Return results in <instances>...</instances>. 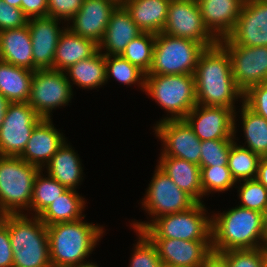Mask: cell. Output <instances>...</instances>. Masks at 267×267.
<instances>
[{
  "label": "cell",
  "mask_w": 267,
  "mask_h": 267,
  "mask_svg": "<svg viewBox=\"0 0 267 267\" xmlns=\"http://www.w3.org/2000/svg\"><path fill=\"white\" fill-rule=\"evenodd\" d=\"M197 104L222 106L236 111L243 92L236 85L227 50L218 42L200 54L194 73Z\"/></svg>",
  "instance_id": "6da1fadb"
},
{
  "label": "cell",
  "mask_w": 267,
  "mask_h": 267,
  "mask_svg": "<svg viewBox=\"0 0 267 267\" xmlns=\"http://www.w3.org/2000/svg\"><path fill=\"white\" fill-rule=\"evenodd\" d=\"M265 247L263 213L239 206L211 214V249L215 252Z\"/></svg>",
  "instance_id": "7a4b0ae2"
},
{
  "label": "cell",
  "mask_w": 267,
  "mask_h": 267,
  "mask_svg": "<svg viewBox=\"0 0 267 267\" xmlns=\"http://www.w3.org/2000/svg\"><path fill=\"white\" fill-rule=\"evenodd\" d=\"M103 229V225L86 222L84 218L47 226L51 266L71 267L90 262L89 256L105 235Z\"/></svg>",
  "instance_id": "3957f363"
},
{
  "label": "cell",
  "mask_w": 267,
  "mask_h": 267,
  "mask_svg": "<svg viewBox=\"0 0 267 267\" xmlns=\"http://www.w3.org/2000/svg\"><path fill=\"white\" fill-rule=\"evenodd\" d=\"M8 227L13 251V267H52L47 226L38 216L2 215Z\"/></svg>",
  "instance_id": "277c9868"
},
{
  "label": "cell",
  "mask_w": 267,
  "mask_h": 267,
  "mask_svg": "<svg viewBox=\"0 0 267 267\" xmlns=\"http://www.w3.org/2000/svg\"><path fill=\"white\" fill-rule=\"evenodd\" d=\"M40 170L20 157L0 156L1 216L6 214L30 215L34 181Z\"/></svg>",
  "instance_id": "5b68a950"
},
{
  "label": "cell",
  "mask_w": 267,
  "mask_h": 267,
  "mask_svg": "<svg viewBox=\"0 0 267 267\" xmlns=\"http://www.w3.org/2000/svg\"><path fill=\"white\" fill-rule=\"evenodd\" d=\"M144 91L167 112L157 122L184 119L197 105L194 75H146Z\"/></svg>",
  "instance_id": "8992f818"
},
{
  "label": "cell",
  "mask_w": 267,
  "mask_h": 267,
  "mask_svg": "<svg viewBox=\"0 0 267 267\" xmlns=\"http://www.w3.org/2000/svg\"><path fill=\"white\" fill-rule=\"evenodd\" d=\"M155 168L145 196L140 201L142 210H145L151 220L132 221L130 227L134 231L142 232L154 219L162 215L186 211L197 203L157 165Z\"/></svg>",
  "instance_id": "52a82bcc"
},
{
  "label": "cell",
  "mask_w": 267,
  "mask_h": 267,
  "mask_svg": "<svg viewBox=\"0 0 267 267\" xmlns=\"http://www.w3.org/2000/svg\"><path fill=\"white\" fill-rule=\"evenodd\" d=\"M204 49L193 40L158 33L152 65L146 75H194L198 58Z\"/></svg>",
  "instance_id": "ba28073f"
},
{
  "label": "cell",
  "mask_w": 267,
  "mask_h": 267,
  "mask_svg": "<svg viewBox=\"0 0 267 267\" xmlns=\"http://www.w3.org/2000/svg\"><path fill=\"white\" fill-rule=\"evenodd\" d=\"M205 203L154 219L142 232L148 238L211 240V215ZM208 214V215H207Z\"/></svg>",
  "instance_id": "9c48e42d"
},
{
  "label": "cell",
  "mask_w": 267,
  "mask_h": 267,
  "mask_svg": "<svg viewBox=\"0 0 267 267\" xmlns=\"http://www.w3.org/2000/svg\"><path fill=\"white\" fill-rule=\"evenodd\" d=\"M65 71L37 69L33 72L28 104L44 119H53V110L71 103L74 96Z\"/></svg>",
  "instance_id": "30bf717a"
},
{
  "label": "cell",
  "mask_w": 267,
  "mask_h": 267,
  "mask_svg": "<svg viewBox=\"0 0 267 267\" xmlns=\"http://www.w3.org/2000/svg\"><path fill=\"white\" fill-rule=\"evenodd\" d=\"M162 32L193 40L204 48L219 42L205 26L197 0H171Z\"/></svg>",
  "instance_id": "8fae6325"
},
{
  "label": "cell",
  "mask_w": 267,
  "mask_h": 267,
  "mask_svg": "<svg viewBox=\"0 0 267 267\" xmlns=\"http://www.w3.org/2000/svg\"><path fill=\"white\" fill-rule=\"evenodd\" d=\"M42 119L28 102L9 103L0 128V156L19 157Z\"/></svg>",
  "instance_id": "7c38bea8"
},
{
  "label": "cell",
  "mask_w": 267,
  "mask_h": 267,
  "mask_svg": "<svg viewBox=\"0 0 267 267\" xmlns=\"http://www.w3.org/2000/svg\"><path fill=\"white\" fill-rule=\"evenodd\" d=\"M219 43L228 52L234 81L243 93L252 86L267 83V46L232 45L225 38Z\"/></svg>",
  "instance_id": "4fadbf2b"
},
{
  "label": "cell",
  "mask_w": 267,
  "mask_h": 267,
  "mask_svg": "<svg viewBox=\"0 0 267 267\" xmlns=\"http://www.w3.org/2000/svg\"><path fill=\"white\" fill-rule=\"evenodd\" d=\"M153 132L162 143L159 155L172 156L200 166L201 140L185 119L156 122Z\"/></svg>",
  "instance_id": "5bb4252c"
},
{
  "label": "cell",
  "mask_w": 267,
  "mask_h": 267,
  "mask_svg": "<svg viewBox=\"0 0 267 267\" xmlns=\"http://www.w3.org/2000/svg\"><path fill=\"white\" fill-rule=\"evenodd\" d=\"M225 39L232 45L267 46V0H245L233 30Z\"/></svg>",
  "instance_id": "9a60e30c"
},
{
  "label": "cell",
  "mask_w": 267,
  "mask_h": 267,
  "mask_svg": "<svg viewBox=\"0 0 267 267\" xmlns=\"http://www.w3.org/2000/svg\"><path fill=\"white\" fill-rule=\"evenodd\" d=\"M63 23L67 25L64 21L50 16L33 17L28 20L33 49V71L54 69L56 47L60 36L67 28Z\"/></svg>",
  "instance_id": "2e32d148"
},
{
  "label": "cell",
  "mask_w": 267,
  "mask_h": 267,
  "mask_svg": "<svg viewBox=\"0 0 267 267\" xmlns=\"http://www.w3.org/2000/svg\"><path fill=\"white\" fill-rule=\"evenodd\" d=\"M233 109L197 104L184 118L201 141L234 139Z\"/></svg>",
  "instance_id": "e0dca14e"
},
{
  "label": "cell",
  "mask_w": 267,
  "mask_h": 267,
  "mask_svg": "<svg viewBox=\"0 0 267 267\" xmlns=\"http://www.w3.org/2000/svg\"><path fill=\"white\" fill-rule=\"evenodd\" d=\"M118 5L114 0H84L79 11L66 26L74 34L99 44Z\"/></svg>",
  "instance_id": "ac0fdd59"
},
{
  "label": "cell",
  "mask_w": 267,
  "mask_h": 267,
  "mask_svg": "<svg viewBox=\"0 0 267 267\" xmlns=\"http://www.w3.org/2000/svg\"><path fill=\"white\" fill-rule=\"evenodd\" d=\"M149 239L156 246L164 266L200 267L206 256L212 251L211 240Z\"/></svg>",
  "instance_id": "d6986e66"
},
{
  "label": "cell",
  "mask_w": 267,
  "mask_h": 267,
  "mask_svg": "<svg viewBox=\"0 0 267 267\" xmlns=\"http://www.w3.org/2000/svg\"><path fill=\"white\" fill-rule=\"evenodd\" d=\"M52 119H42L33 129L25 149L19 156L25 162L43 170L51 157L67 140Z\"/></svg>",
  "instance_id": "ffe728a7"
},
{
  "label": "cell",
  "mask_w": 267,
  "mask_h": 267,
  "mask_svg": "<svg viewBox=\"0 0 267 267\" xmlns=\"http://www.w3.org/2000/svg\"><path fill=\"white\" fill-rule=\"evenodd\" d=\"M142 33L126 8L119 4L111 15L98 50L104 55H121L129 42Z\"/></svg>",
  "instance_id": "44dd1931"
},
{
  "label": "cell",
  "mask_w": 267,
  "mask_h": 267,
  "mask_svg": "<svg viewBox=\"0 0 267 267\" xmlns=\"http://www.w3.org/2000/svg\"><path fill=\"white\" fill-rule=\"evenodd\" d=\"M245 0H197L203 22L218 39L233 30Z\"/></svg>",
  "instance_id": "7402d4cb"
},
{
  "label": "cell",
  "mask_w": 267,
  "mask_h": 267,
  "mask_svg": "<svg viewBox=\"0 0 267 267\" xmlns=\"http://www.w3.org/2000/svg\"><path fill=\"white\" fill-rule=\"evenodd\" d=\"M66 140L59 150L51 157L48 164L43 170L48 175L57 180L61 185L65 186L67 189H79L78 186L81 185L84 180L82 161L76 152L72 148L70 143Z\"/></svg>",
  "instance_id": "603a6c76"
},
{
  "label": "cell",
  "mask_w": 267,
  "mask_h": 267,
  "mask_svg": "<svg viewBox=\"0 0 267 267\" xmlns=\"http://www.w3.org/2000/svg\"><path fill=\"white\" fill-rule=\"evenodd\" d=\"M156 164L197 203H203L201 168L199 165L172 156L160 155Z\"/></svg>",
  "instance_id": "cb8c5ba5"
},
{
  "label": "cell",
  "mask_w": 267,
  "mask_h": 267,
  "mask_svg": "<svg viewBox=\"0 0 267 267\" xmlns=\"http://www.w3.org/2000/svg\"><path fill=\"white\" fill-rule=\"evenodd\" d=\"M0 60L33 71V49L27 25L0 32Z\"/></svg>",
  "instance_id": "d4e9b609"
},
{
  "label": "cell",
  "mask_w": 267,
  "mask_h": 267,
  "mask_svg": "<svg viewBox=\"0 0 267 267\" xmlns=\"http://www.w3.org/2000/svg\"><path fill=\"white\" fill-rule=\"evenodd\" d=\"M171 0H124L122 5L143 32L161 33Z\"/></svg>",
  "instance_id": "484cf974"
},
{
  "label": "cell",
  "mask_w": 267,
  "mask_h": 267,
  "mask_svg": "<svg viewBox=\"0 0 267 267\" xmlns=\"http://www.w3.org/2000/svg\"><path fill=\"white\" fill-rule=\"evenodd\" d=\"M97 51L98 44L93 40L83 38L66 28L56 47L54 70L65 71L71 65L90 58Z\"/></svg>",
  "instance_id": "4316f807"
},
{
  "label": "cell",
  "mask_w": 267,
  "mask_h": 267,
  "mask_svg": "<svg viewBox=\"0 0 267 267\" xmlns=\"http://www.w3.org/2000/svg\"><path fill=\"white\" fill-rule=\"evenodd\" d=\"M85 198L77 190L67 189L58 196L47 208L38 216L41 221L49 226L51 224L73 222L85 218L83 214L87 206Z\"/></svg>",
  "instance_id": "83f0119b"
},
{
  "label": "cell",
  "mask_w": 267,
  "mask_h": 267,
  "mask_svg": "<svg viewBox=\"0 0 267 267\" xmlns=\"http://www.w3.org/2000/svg\"><path fill=\"white\" fill-rule=\"evenodd\" d=\"M33 72L0 60V93L10 102H28Z\"/></svg>",
  "instance_id": "f1b7e54d"
},
{
  "label": "cell",
  "mask_w": 267,
  "mask_h": 267,
  "mask_svg": "<svg viewBox=\"0 0 267 267\" xmlns=\"http://www.w3.org/2000/svg\"><path fill=\"white\" fill-rule=\"evenodd\" d=\"M68 81L78 88L96 89L106 85L105 55L99 50L90 58L81 60L65 70Z\"/></svg>",
  "instance_id": "f546056e"
},
{
  "label": "cell",
  "mask_w": 267,
  "mask_h": 267,
  "mask_svg": "<svg viewBox=\"0 0 267 267\" xmlns=\"http://www.w3.org/2000/svg\"><path fill=\"white\" fill-rule=\"evenodd\" d=\"M234 113V124L240 118L243 130L244 143L241 146L248 148L260 157H267V120L249 109L244 103ZM240 112L241 115H238Z\"/></svg>",
  "instance_id": "4dcf8cb0"
},
{
  "label": "cell",
  "mask_w": 267,
  "mask_h": 267,
  "mask_svg": "<svg viewBox=\"0 0 267 267\" xmlns=\"http://www.w3.org/2000/svg\"><path fill=\"white\" fill-rule=\"evenodd\" d=\"M237 123L234 124V141L228 157V168L236 182L256 179L260 156L237 143Z\"/></svg>",
  "instance_id": "1f68e13d"
},
{
  "label": "cell",
  "mask_w": 267,
  "mask_h": 267,
  "mask_svg": "<svg viewBox=\"0 0 267 267\" xmlns=\"http://www.w3.org/2000/svg\"><path fill=\"white\" fill-rule=\"evenodd\" d=\"M105 64L106 83L111 77L127 86H135L136 84L144 92L146 73L138 66L131 64L121 55H105Z\"/></svg>",
  "instance_id": "d6a6232c"
},
{
  "label": "cell",
  "mask_w": 267,
  "mask_h": 267,
  "mask_svg": "<svg viewBox=\"0 0 267 267\" xmlns=\"http://www.w3.org/2000/svg\"><path fill=\"white\" fill-rule=\"evenodd\" d=\"M43 171L40 170L38 172L34 181L33 195L30 203L31 216H39L49 204L67 190L65 186L61 185L47 173L44 175Z\"/></svg>",
  "instance_id": "836d02e7"
},
{
  "label": "cell",
  "mask_w": 267,
  "mask_h": 267,
  "mask_svg": "<svg viewBox=\"0 0 267 267\" xmlns=\"http://www.w3.org/2000/svg\"><path fill=\"white\" fill-rule=\"evenodd\" d=\"M155 38L156 34L143 32L129 42L121 56L147 74L153 61Z\"/></svg>",
  "instance_id": "e575fe53"
},
{
  "label": "cell",
  "mask_w": 267,
  "mask_h": 267,
  "mask_svg": "<svg viewBox=\"0 0 267 267\" xmlns=\"http://www.w3.org/2000/svg\"><path fill=\"white\" fill-rule=\"evenodd\" d=\"M203 196L232 190L238 183L228 166H200Z\"/></svg>",
  "instance_id": "d590c367"
},
{
  "label": "cell",
  "mask_w": 267,
  "mask_h": 267,
  "mask_svg": "<svg viewBox=\"0 0 267 267\" xmlns=\"http://www.w3.org/2000/svg\"><path fill=\"white\" fill-rule=\"evenodd\" d=\"M239 206L264 213L267 207V188L257 179L237 182Z\"/></svg>",
  "instance_id": "8d00e7d4"
},
{
  "label": "cell",
  "mask_w": 267,
  "mask_h": 267,
  "mask_svg": "<svg viewBox=\"0 0 267 267\" xmlns=\"http://www.w3.org/2000/svg\"><path fill=\"white\" fill-rule=\"evenodd\" d=\"M134 232L137 240L133 244V253L128 267H163L156 246L143 232Z\"/></svg>",
  "instance_id": "74e56055"
},
{
  "label": "cell",
  "mask_w": 267,
  "mask_h": 267,
  "mask_svg": "<svg viewBox=\"0 0 267 267\" xmlns=\"http://www.w3.org/2000/svg\"><path fill=\"white\" fill-rule=\"evenodd\" d=\"M233 141L234 139L201 141L200 166H228Z\"/></svg>",
  "instance_id": "f35d334b"
},
{
  "label": "cell",
  "mask_w": 267,
  "mask_h": 267,
  "mask_svg": "<svg viewBox=\"0 0 267 267\" xmlns=\"http://www.w3.org/2000/svg\"><path fill=\"white\" fill-rule=\"evenodd\" d=\"M266 247L222 252L229 267H263Z\"/></svg>",
  "instance_id": "ab89813d"
},
{
  "label": "cell",
  "mask_w": 267,
  "mask_h": 267,
  "mask_svg": "<svg viewBox=\"0 0 267 267\" xmlns=\"http://www.w3.org/2000/svg\"><path fill=\"white\" fill-rule=\"evenodd\" d=\"M243 103L267 120V83L250 87L243 94Z\"/></svg>",
  "instance_id": "60d3db41"
},
{
  "label": "cell",
  "mask_w": 267,
  "mask_h": 267,
  "mask_svg": "<svg viewBox=\"0 0 267 267\" xmlns=\"http://www.w3.org/2000/svg\"><path fill=\"white\" fill-rule=\"evenodd\" d=\"M29 18L21 8L9 5L0 0V32L7 29L26 26Z\"/></svg>",
  "instance_id": "b9f144b4"
},
{
  "label": "cell",
  "mask_w": 267,
  "mask_h": 267,
  "mask_svg": "<svg viewBox=\"0 0 267 267\" xmlns=\"http://www.w3.org/2000/svg\"><path fill=\"white\" fill-rule=\"evenodd\" d=\"M47 16L68 23L79 11L84 0H47Z\"/></svg>",
  "instance_id": "7bdbcfd3"
},
{
  "label": "cell",
  "mask_w": 267,
  "mask_h": 267,
  "mask_svg": "<svg viewBox=\"0 0 267 267\" xmlns=\"http://www.w3.org/2000/svg\"><path fill=\"white\" fill-rule=\"evenodd\" d=\"M0 267H13V251L8 227L0 220Z\"/></svg>",
  "instance_id": "ee69618b"
},
{
  "label": "cell",
  "mask_w": 267,
  "mask_h": 267,
  "mask_svg": "<svg viewBox=\"0 0 267 267\" xmlns=\"http://www.w3.org/2000/svg\"><path fill=\"white\" fill-rule=\"evenodd\" d=\"M21 9L29 19L33 17H45L48 11V1L21 0Z\"/></svg>",
  "instance_id": "f6af8a7d"
},
{
  "label": "cell",
  "mask_w": 267,
  "mask_h": 267,
  "mask_svg": "<svg viewBox=\"0 0 267 267\" xmlns=\"http://www.w3.org/2000/svg\"><path fill=\"white\" fill-rule=\"evenodd\" d=\"M200 267H229L227 258L220 252L211 251Z\"/></svg>",
  "instance_id": "bcb514c9"
},
{
  "label": "cell",
  "mask_w": 267,
  "mask_h": 267,
  "mask_svg": "<svg viewBox=\"0 0 267 267\" xmlns=\"http://www.w3.org/2000/svg\"><path fill=\"white\" fill-rule=\"evenodd\" d=\"M256 179L267 188V157L260 158Z\"/></svg>",
  "instance_id": "7dc6e473"
},
{
  "label": "cell",
  "mask_w": 267,
  "mask_h": 267,
  "mask_svg": "<svg viewBox=\"0 0 267 267\" xmlns=\"http://www.w3.org/2000/svg\"><path fill=\"white\" fill-rule=\"evenodd\" d=\"M10 102L0 93V128L6 113L7 106Z\"/></svg>",
  "instance_id": "c3c4849f"
},
{
  "label": "cell",
  "mask_w": 267,
  "mask_h": 267,
  "mask_svg": "<svg viewBox=\"0 0 267 267\" xmlns=\"http://www.w3.org/2000/svg\"><path fill=\"white\" fill-rule=\"evenodd\" d=\"M263 232H264L265 247L267 248V207L263 213Z\"/></svg>",
  "instance_id": "681fc988"
},
{
  "label": "cell",
  "mask_w": 267,
  "mask_h": 267,
  "mask_svg": "<svg viewBox=\"0 0 267 267\" xmlns=\"http://www.w3.org/2000/svg\"><path fill=\"white\" fill-rule=\"evenodd\" d=\"M9 5L15 6L17 8H21V0H3Z\"/></svg>",
  "instance_id": "f907efd6"
},
{
  "label": "cell",
  "mask_w": 267,
  "mask_h": 267,
  "mask_svg": "<svg viewBox=\"0 0 267 267\" xmlns=\"http://www.w3.org/2000/svg\"><path fill=\"white\" fill-rule=\"evenodd\" d=\"M71 267H99L97 265L96 262H87V263H84V264H80V265H75V266H71Z\"/></svg>",
  "instance_id": "816d5d0a"
},
{
  "label": "cell",
  "mask_w": 267,
  "mask_h": 267,
  "mask_svg": "<svg viewBox=\"0 0 267 267\" xmlns=\"http://www.w3.org/2000/svg\"><path fill=\"white\" fill-rule=\"evenodd\" d=\"M263 267H267V251L265 252V257L263 261Z\"/></svg>",
  "instance_id": "f5cc1de1"
},
{
  "label": "cell",
  "mask_w": 267,
  "mask_h": 267,
  "mask_svg": "<svg viewBox=\"0 0 267 267\" xmlns=\"http://www.w3.org/2000/svg\"><path fill=\"white\" fill-rule=\"evenodd\" d=\"M115 2H117V3H119V4H122V2L124 1V0H114Z\"/></svg>",
  "instance_id": "db71d44e"
}]
</instances>
